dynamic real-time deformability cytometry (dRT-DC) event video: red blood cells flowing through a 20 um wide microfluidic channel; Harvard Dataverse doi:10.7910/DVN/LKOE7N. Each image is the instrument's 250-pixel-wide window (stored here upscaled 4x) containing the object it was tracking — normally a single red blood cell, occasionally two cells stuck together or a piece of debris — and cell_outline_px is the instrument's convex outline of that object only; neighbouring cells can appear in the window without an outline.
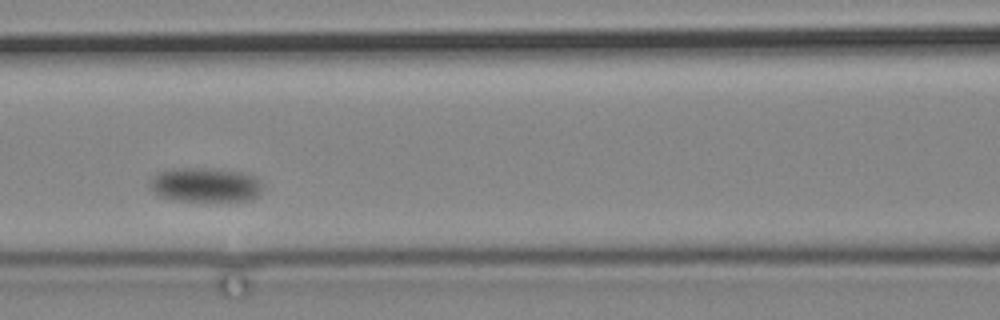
{"species": "common noctule bat (a hibernating species)", "species_latin": "Nyctalus noctula", "temperature_condition": "cold", "stored_images_in_passage": 6, "camera_frame_rate_fps": 3000, "um_per_image_px": 0.085, "animal": {"sex": "male", "body_mass_g": 19.2, "forearm_length_mm": 51.8}, "frame": {"image": 1, "passage_image": 5, "time_ms": 4.667, "image_size_px": [1000, 320], "cell_outline_px": [[260, 192], [256, 196], [248, 200], [176, 200], [160, 196], [152, 188], [152, 180], [160, 172], [176, 168], [216, 168], [244, 172], [256, 176], [260, 180]], "centroid_in_image_um": [17.51, 15.69], "position_along_channel_um": 149.1, "area_um2": 22.08}}